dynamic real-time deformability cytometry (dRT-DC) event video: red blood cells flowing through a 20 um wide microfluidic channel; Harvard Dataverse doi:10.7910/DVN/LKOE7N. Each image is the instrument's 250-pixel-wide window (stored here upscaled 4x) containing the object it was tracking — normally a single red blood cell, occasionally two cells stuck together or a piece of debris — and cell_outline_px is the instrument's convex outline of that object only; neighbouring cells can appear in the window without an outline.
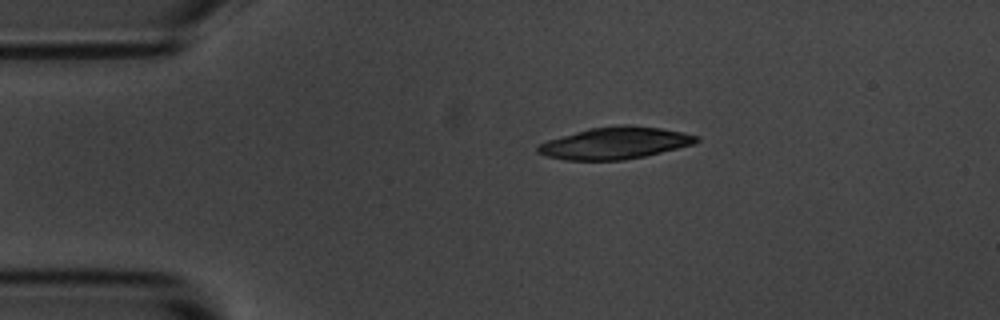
{"species": "common noctule bat (a hibernating species)", "species_latin": "Nyctalus noctula", "temperature_condition": "room temperature", "stored_images_in_passage": 3, "camera_frame_rate_fps": 3000, "um_per_image_px": 0.085, "animal": {"sex": "male", "body_mass_g": 20.1, "forearm_length_mm": 53.5}, "frame": {"image": 1, "passage_image": 1, "time_ms": 0.0, "image_size_px": [1000, 320], "cell_outline_px": [[700, 140], [692, 144], [644, 156], [624, 160], [564, 160], [548, 156], [536, 152], [536, 148], [540, 144], [548, 140], [588, 128], [620, 124], [628, 124], [660, 128], [700, 136]], "centroid_in_image_um": [52.26, 12.15], "position_along_channel_um": 32.7, "area_um2": 29.3}}